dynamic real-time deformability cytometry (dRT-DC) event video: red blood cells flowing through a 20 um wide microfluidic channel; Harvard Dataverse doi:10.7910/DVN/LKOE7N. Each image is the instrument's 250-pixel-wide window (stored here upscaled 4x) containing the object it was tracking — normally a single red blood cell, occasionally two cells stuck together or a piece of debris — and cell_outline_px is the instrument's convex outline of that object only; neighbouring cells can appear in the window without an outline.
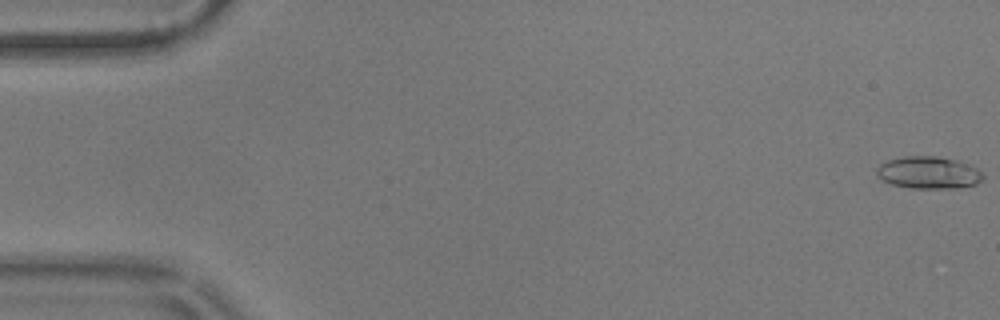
{"species": "common noctule bat (a hibernating species)", "species_latin": "Nyctalus noctula", "temperature_condition": "warm", "stored_images_in_passage": 18, "camera_frame_rate_fps": 3000, "um_per_image_px": 0.085, "animal": {"sex": "male", "body_mass_g": 17.9}, "frame": {"image": 1, "passage_image": 1, "time_ms": 0.0, "image_size_px": [1000, 320], "cell_outline_px": [[984, 176], [976, 184], [956, 188], [912, 188], [892, 184], [876, 176], [876, 168], [880, 164], [888, 160], [904, 156], [936, 156], [956, 160], [968, 164], [976, 168]], "centroid_in_image_um": [78.9, 14.67], "position_along_channel_um": 6.1, "area_um2": 19.83}}
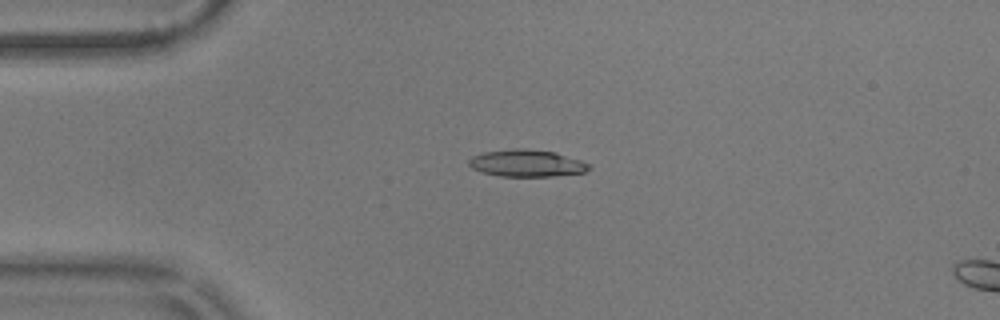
{"frame": {"image": 2, "passage_image": 14, "time_ms": 4.333, "image_size_px": [1000, 320], "cell_outline_px": [[592, 168], [584, 172], [552, 176], [500, 176], [480, 172], [472, 168], [468, 164], [468, 160], [472, 156], [484, 152], [516, 148], [520, 148], [552, 152], [580, 160], [592, 164]], "centroid_in_image_um": [44.75, 13.88], "position_along_channel_um": 40.2, "area_um2": 18.79}}